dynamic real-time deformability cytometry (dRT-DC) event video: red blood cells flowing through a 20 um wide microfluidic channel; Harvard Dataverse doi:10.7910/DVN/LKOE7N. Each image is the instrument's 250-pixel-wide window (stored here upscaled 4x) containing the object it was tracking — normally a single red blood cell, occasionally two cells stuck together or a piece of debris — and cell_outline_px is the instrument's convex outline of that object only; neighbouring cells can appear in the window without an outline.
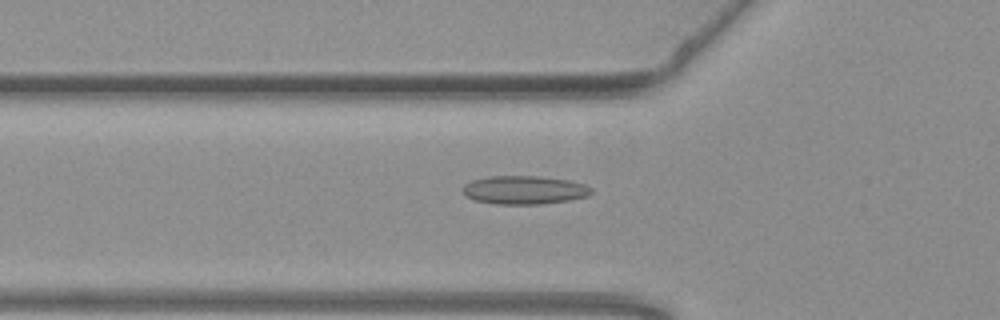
{"species": "common noctule bat (a hibernating species)", "species_latin": "Nyctalus noctula", "temperature_condition": "warm", "stored_images_in_passage": 41, "camera_frame_rate_fps": 3000, "um_per_image_px": 0.085, "animal": {"sex": "female", "body_mass_g": 19.3, "forearm_length_mm": 54.1}, "frame": {"image": 1, "passage_image": 5, "time_ms": 1.333, "image_size_px": [1000, 320], "cell_outline_px": [[592, 192], [588, 196], [568, 200], [540, 204], [496, 204], [476, 200], [468, 196], [464, 192], [464, 184], [472, 180], [488, 176], [540, 176], [568, 180], [584, 184], [592, 188]], "centroid_in_image_um": [44.59, 16.14], "position_along_channel_um": 81.2, "area_um2": 21.15}}
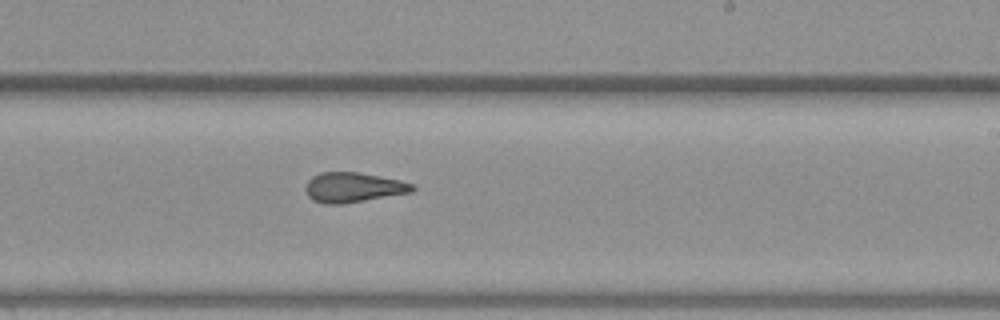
{"frame": {"image": 2, "passage_image": 19, "time_ms": 6.0, "image_size_px": [1000, 320], "cell_outline_px": [[416, 188], [412, 192], [340, 204], [324, 204], [312, 200], [308, 196], [308, 180], [312, 176], [320, 172], [356, 172], [400, 180], [416, 184]], "centroid_in_image_um": [30.06, 15.92], "position_along_channel_um": 258.9, "area_um2": 18.38}}
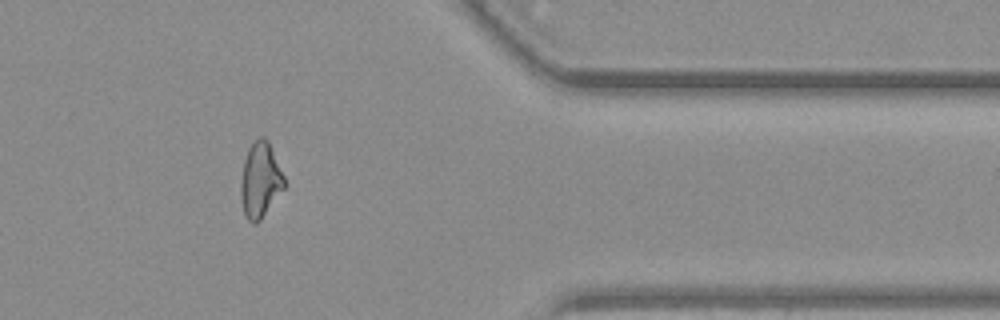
{"frame": {"image": 3, "passage_image": 31, "time_ms": 10.0, "image_size_px": [1000, 320], "cell_outline_px": [[284, 188], [260, 220], [256, 224], [252, 224], [244, 216], [240, 196], [240, 184], [244, 160], [248, 148], [260, 136], [264, 136], [268, 140], [284, 176]], "centroid_in_image_um": [22.1, 15.32], "position_along_channel_um": 389.3, "area_um2": 19.02}, "authors_computed_cell_mechanics": {"area_um2": 19.074, "velocity_mm_per_s": 3.7952, "shape_relaxation_time_tau1_ms": null, "shape_relaxation_time_tau2_ms": 3.439, "deformation_change_tau1": null, "deformation_change_tau2": 0.1054}}